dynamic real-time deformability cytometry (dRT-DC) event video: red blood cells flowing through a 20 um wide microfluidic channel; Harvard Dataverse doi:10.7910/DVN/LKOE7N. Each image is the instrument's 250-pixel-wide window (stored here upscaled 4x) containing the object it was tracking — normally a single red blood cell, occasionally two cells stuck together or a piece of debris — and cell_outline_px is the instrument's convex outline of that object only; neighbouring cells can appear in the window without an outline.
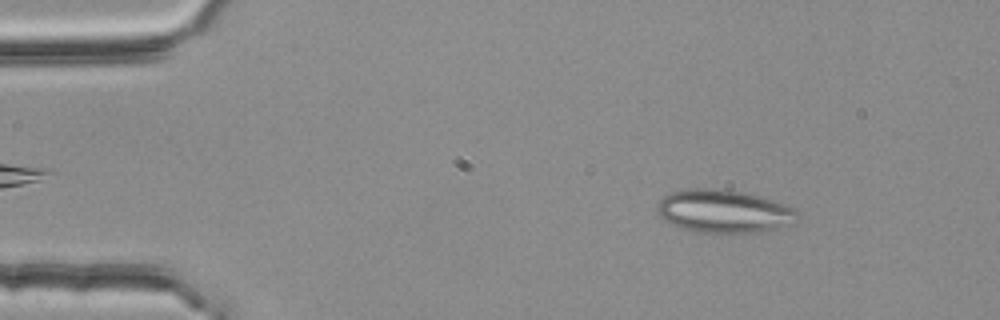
{"species": "common noctule bat (a hibernating species)", "species_latin": "Nyctalus noctula", "temperature_condition": "room temperature", "stored_images_in_passage": 53, "camera_frame_rate_fps": 3000, "um_per_image_px": 0.085, "animal": {"sex": "female", "body_mass_g": 25.1}, "frame": {"image": 1, "passage_image": 7, "time_ms": 2.0, "image_size_px": [1000, 320], "cell_outline_px": [[800, 216], [796, 224], [760, 232], [696, 232], [672, 224], [664, 220], [660, 216], [656, 208], [656, 204], [664, 196], [672, 192], [688, 188], [716, 188], [740, 192], [760, 196], [796, 208], [800, 212]], "centroid_in_image_um": [61.58, 17.96], "position_along_channel_um": 23.4, "area_um2": 35.37}}
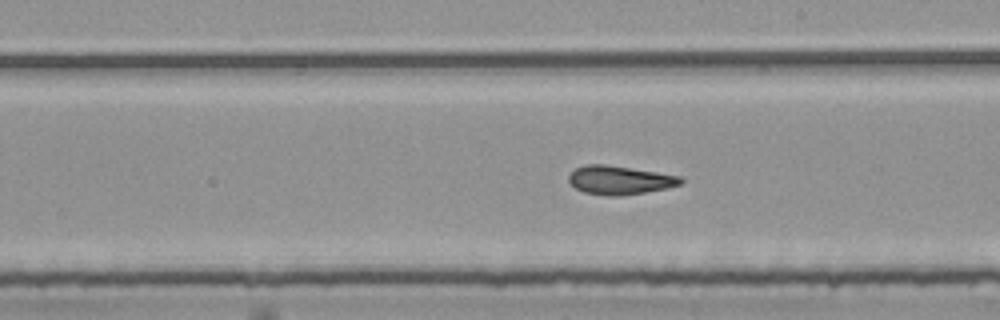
{"frame": {"image": 2, "passage_image": 30, "time_ms": 9.667, "image_size_px": [1000, 320], "cell_outline_px": [[684, 180], [680, 184], [668, 188], [620, 196], [608, 196], [584, 192], [576, 188], [568, 180], [568, 176], [576, 168], [584, 164], [604, 164], [656, 172], [680, 176]], "centroid_in_image_um": [52.66, 15.31], "position_along_channel_um": 236.3, "area_um2": 18.55}}
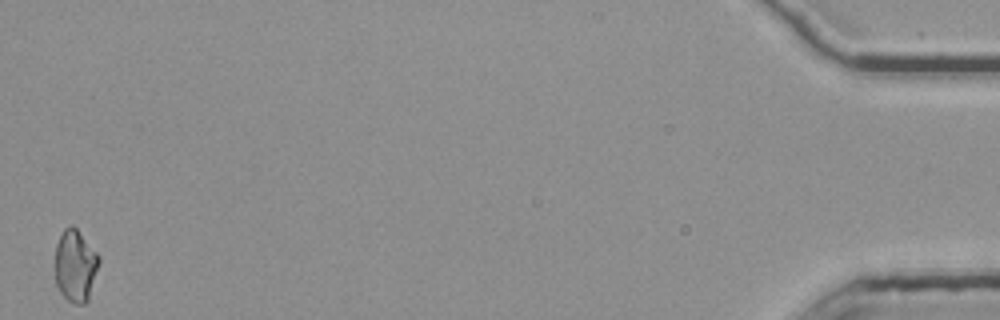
{"frame": {"image": 3, "passage_image": 53, "time_ms": 17.333, "image_size_px": [1000, 320], "cell_outline_px": [[100, 260], [88, 300], [84, 304], [76, 304], [68, 300], [60, 292], [56, 284], [56, 244], [64, 228], [72, 224], [76, 228], [100, 256]], "centroid_in_image_um": [6.41, 22.58], "position_along_channel_um": 428.8, "area_um2": 18.26}, "authors_computed_cell_mechanics": {"area_um2": 18.6694, "velocity_mm_per_s": 3.7702, "shape_relaxation_time_tau1_ms": null, "shape_relaxation_time_tau2_ms": 3.4874, "deformation_change_tau1": null, "deformation_change_tau2": 0.1131}}